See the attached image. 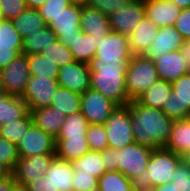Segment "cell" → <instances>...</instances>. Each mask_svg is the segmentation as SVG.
<instances>
[{"label":"cell","mask_w":190,"mask_h":191,"mask_svg":"<svg viewBox=\"0 0 190 191\" xmlns=\"http://www.w3.org/2000/svg\"><path fill=\"white\" fill-rule=\"evenodd\" d=\"M185 41L190 40V7L182 9L174 24Z\"/></svg>","instance_id":"obj_47"},{"label":"cell","mask_w":190,"mask_h":191,"mask_svg":"<svg viewBox=\"0 0 190 191\" xmlns=\"http://www.w3.org/2000/svg\"><path fill=\"white\" fill-rule=\"evenodd\" d=\"M98 181L93 174L74 173L73 191H94L98 189Z\"/></svg>","instance_id":"obj_45"},{"label":"cell","mask_w":190,"mask_h":191,"mask_svg":"<svg viewBox=\"0 0 190 191\" xmlns=\"http://www.w3.org/2000/svg\"><path fill=\"white\" fill-rule=\"evenodd\" d=\"M153 60L158 78L161 80L172 83L186 75L187 63L180 51H171Z\"/></svg>","instance_id":"obj_20"},{"label":"cell","mask_w":190,"mask_h":191,"mask_svg":"<svg viewBox=\"0 0 190 191\" xmlns=\"http://www.w3.org/2000/svg\"><path fill=\"white\" fill-rule=\"evenodd\" d=\"M171 182L178 191H190V168L181 162L173 172Z\"/></svg>","instance_id":"obj_44"},{"label":"cell","mask_w":190,"mask_h":191,"mask_svg":"<svg viewBox=\"0 0 190 191\" xmlns=\"http://www.w3.org/2000/svg\"><path fill=\"white\" fill-rule=\"evenodd\" d=\"M130 60L93 58L90 67V88L99 91L118 106L128 105L126 71Z\"/></svg>","instance_id":"obj_2"},{"label":"cell","mask_w":190,"mask_h":191,"mask_svg":"<svg viewBox=\"0 0 190 191\" xmlns=\"http://www.w3.org/2000/svg\"><path fill=\"white\" fill-rule=\"evenodd\" d=\"M145 16L159 28L173 26L182 9L170 0H144Z\"/></svg>","instance_id":"obj_18"},{"label":"cell","mask_w":190,"mask_h":191,"mask_svg":"<svg viewBox=\"0 0 190 191\" xmlns=\"http://www.w3.org/2000/svg\"><path fill=\"white\" fill-rule=\"evenodd\" d=\"M10 173L11 171L0 162V180L7 177Z\"/></svg>","instance_id":"obj_55"},{"label":"cell","mask_w":190,"mask_h":191,"mask_svg":"<svg viewBox=\"0 0 190 191\" xmlns=\"http://www.w3.org/2000/svg\"><path fill=\"white\" fill-rule=\"evenodd\" d=\"M111 148L122 149L134 143V135L130 117V103L117 106L104 124Z\"/></svg>","instance_id":"obj_6"},{"label":"cell","mask_w":190,"mask_h":191,"mask_svg":"<svg viewBox=\"0 0 190 191\" xmlns=\"http://www.w3.org/2000/svg\"><path fill=\"white\" fill-rule=\"evenodd\" d=\"M97 41L95 37L85 32L77 36L69 47L75 61L89 64L95 56Z\"/></svg>","instance_id":"obj_32"},{"label":"cell","mask_w":190,"mask_h":191,"mask_svg":"<svg viewBox=\"0 0 190 191\" xmlns=\"http://www.w3.org/2000/svg\"><path fill=\"white\" fill-rule=\"evenodd\" d=\"M86 139L90 150L101 152L109 147L104 124H89Z\"/></svg>","instance_id":"obj_39"},{"label":"cell","mask_w":190,"mask_h":191,"mask_svg":"<svg viewBox=\"0 0 190 191\" xmlns=\"http://www.w3.org/2000/svg\"><path fill=\"white\" fill-rule=\"evenodd\" d=\"M56 40V34L46 26L39 32L30 34L23 39L22 54L32 55L41 53L43 48H47L51 42H55Z\"/></svg>","instance_id":"obj_33"},{"label":"cell","mask_w":190,"mask_h":191,"mask_svg":"<svg viewBox=\"0 0 190 191\" xmlns=\"http://www.w3.org/2000/svg\"><path fill=\"white\" fill-rule=\"evenodd\" d=\"M33 118V123L49 133L53 138L58 137L60 127L66 119V115L62 111H57V108L48 106L46 108H37L29 110Z\"/></svg>","instance_id":"obj_23"},{"label":"cell","mask_w":190,"mask_h":191,"mask_svg":"<svg viewBox=\"0 0 190 191\" xmlns=\"http://www.w3.org/2000/svg\"><path fill=\"white\" fill-rule=\"evenodd\" d=\"M71 3V0H46L38 11L46 25H48L55 16L62 12V10L68 7Z\"/></svg>","instance_id":"obj_41"},{"label":"cell","mask_w":190,"mask_h":191,"mask_svg":"<svg viewBox=\"0 0 190 191\" xmlns=\"http://www.w3.org/2000/svg\"><path fill=\"white\" fill-rule=\"evenodd\" d=\"M58 87L59 83L56 79L30 76L26 89L21 97L26 102L29 110L46 108L50 106L51 100L57 92Z\"/></svg>","instance_id":"obj_9"},{"label":"cell","mask_w":190,"mask_h":191,"mask_svg":"<svg viewBox=\"0 0 190 191\" xmlns=\"http://www.w3.org/2000/svg\"><path fill=\"white\" fill-rule=\"evenodd\" d=\"M167 150H171L178 155H182L190 151V119L174 120L170 137L166 146Z\"/></svg>","instance_id":"obj_25"},{"label":"cell","mask_w":190,"mask_h":191,"mask_svg":"<svg viewBox=\"0 0 190 191\" xmlns=\"http://www.w3.org/2000/svg\"><path fill=\"white\" fill-rule=\"evenodd\" d=\"M19 158L17 145L0 136V162L12 171Z\"/></svg>","instance_id":"obj_40"},{"label":"cell","mask_w":190,"mask_h":191,"mask_svg":"<svg viewBox=\"0 0 190 191\" xmlns=\"http://www.w3.org/2000/svg\"><path fill=\"white\" fill-rule=\"evenodd\" d=\"M17 185L13 174L10 173L7 177L0 180V191H13L14 187Z\"/></svg>","instance_id":"obj_50"},{"label":"cell","mask_w":190,"mask_h":191,"mask_svg":"<svg viewBox=\"0 0 190 191\" xmlns=\"http://www.w3.org/2000/svg\"><path fill=\"white\" fill-rule=\"evenodd\" d=\"M0 8L5 20L18 17L26 8V0H0Z\"/></svg>","instance_id":"obj_43"},{"label":"cell","mask_w":190,"mask_h":191,"mask_svg":"<svg viewBox=\"0 0 190 191\" xmlns=\"http://www.w3.org/2000/svg\"><path fill=\"white\" fill-rule=\"evenodd\" d=\"M171 84L172 91L179 102V111H184L190 116V76L183 75Z\"/></svg>","instance_id":"obj_38"},{"label":"cell","mask_w":190,"mask_h":191,"mask_svg":"<svg viewBox=\"0 0 190 191\" xmlns=\"http://www.w3.org/2000/svg\"><path fill=\"white\" fill-rule=\"evenodd\" d=\"M29 109L21 96L3 94L0 96V127L23 118Z\"/></svg>","instance_id":"obj_24"},{"label":"cell","mask_w":190,"mask_h":191,"mask_svg":"<svg viewBox=\"0 0 190 191\" xmlns=\"http://www.w3.org/2000/svg\"><path fill=\"white\" fill-rule=\"evenodd\" d=\"M55 145V138L33 123L17 145L18 155L20 158L55 155Z\"/></svg>","instance_id":"obj_10"},{"label":"cell","mask_w":190,"mask_h":191,"mask_svg":"<svg viewBox=\"0 0 190 191\" xmlns=\"http://www.w3.org/2000/svg\"><path fill=\"white\" fill-rule=\"evenodd\" d=\"M182 162L190 168V151L185 152L181 155Z\"/></svg>","instance_id":"obj_57"},{"label":"cell","mask_w":190,"mask_h":191,"mask_svg":"<svg viewBox=\"0 0 190 191\" xmlns=\"http://www.w3.org/2000/svg\"><path fill=\"white\" fill-rule=\"evenodd\" d=\"M184 42V38L174 25L161 27L144 56L151 59L159 58L168 52L179 51Z\"/></svg>","instance_id":"obj_17"},{"label":"cell","mask_w":190,"mask_h":191,"mask_svg":"<svg viewBox=\"0 0 190 191\" xmlns=\"http://www.w3.org/2000/svg\"><path fill=\"white\" fill-rule=\"evenodd\" d=\"M11 22L23 39L47 26L38 9L29 7Z\"/></svg>","instance_id":"obj_26"},{"label":"cell","mask_w":190,"mask_h":191,"mask_svg":"<svg viewBox=\"0 0 190 191\" xmlns=\"http://www.w3.org/2000/svg\"><path fill=\"white\" fill-rule=\"evenodd\" d=\"M81 94L70 91L67 88L59 86L57 92L51 100V107L62 111L64 115L69 116L80 111Z\"/></svg>","instance_id":"obj_31"},{"label":"cell","mask_w":190,"mask_h":191,"mask_svg":"<svg viewBox=\"0 0 190 191\" xmlns=\"http://www.w3.org/2000/svg\"><path fill=\"white\" fill-rule=\"evenodd\" d=\"M186 74H187L188 76H190V62L187 63Z\"/></svg>","instance_id":"obj_61"},{"label":"cell","mask_w":190,"mask_h":191,"mask_svg":"<svg viewBox=\"0 0 190 191\" xmlns=\"http://www.w3.org/2000/svg\"><path fill=\"white\" fill-rule=\"evenodd\" d=\"M162 110L169 118L173 120L189 118V116L184 111H179V102L175 96L174 91H171L167 101L163 105Z\"/></svg>","instance_id":"obj_46"},{"label":"cell","mask_w":190,"mask_h":191,"mask_svg":"<svg viewBox=\"0 0 190 191\" xmlns=\"http://www.w3.org/2000/svg\"><path fill=\"white\" fill-rule=\"evenodd\" d=\"M106 171L118 170V149L108 147L101 151Z\"/></svg>","instance_id":"obj_48"},{"label":"cell","mask_w":190,"mask_h":191,"mask_svg":"<svg viewBox=\"0 0 190 191\" xmlns=\"http://www.w3.org/2000/svg\"><path fill=\"white\" fill-rule=\"evenodd\" d=\"M82 5L72 2L47 25L56 34L57 39L67 47L83 33L80 27Z\"/></svg>","instance_id":"obj_7"},{"label":"cell","mask_w":190,"mask_h":191,"mask_svg":"<svg viewBox=\"0 0 190 191\" xmlns=\"http://www.w3.org/2000/svg\"><path fill=\"white\" fill-rule=\"evenodd\" d=\"M171 91V82L158 79L149 89L142 92L136 100L144 106L162 109Z\"/></svg>","instance_id":"obj_27"},{"label":"cell","mask_w":190,"mask_h":191,"mask_svg":"<svg viewBox=\"0 0 190 191\" xmlns=\"http://www.w3.org/2000/svg\"><path fill=\"white\" fill-rule=\"evenodd\" d=\"M144 16V0H133L109 17L111 31L129 36Z\"/></svg>","instance_id":"obj_15"},{"label":"cell","mask_w":190,"mask_h":191,"mask_svg":"<svg viewBox=\"0 0 190 191\" xmlns=\"http://www.w3.org/2000/svg\"><path fill=\"white\" fill-rule=\"evenodd\" d=\"M133 0H89L86 4L110 17L117 10L125 8Z\"/></svg>","instance_id":"obj_42"},{"label":"cell","mask_w":190,"mask_h":191,"mask_svg":"<svg viewBox=\"0 0 190 191\" xmlns=\"http://www.w3.org/2000/svg\"><path fill=\"white\" fill-rule=\"evenodd\" d=\"M55 155L72 162L86 154L90 148L87 139H55Z\"/></svg>","instance_id":"obj_30"},{"label":"cell","mask_w":190,"mask_h":191,"mask_svg":"<svg viewBox=\"0 0 190 191\" xmlns=\"http://www.w3.org/2000/svg\"><path fill=\"white\" fill-rule=\"evenodd\" d=\"M152 151L153 149L138 143L118 149V171L128 177L135 185L142 184Z\"/></svg>","instance_id":"obj_5"},{"label":"cell","mask_w":190,"mask_h":191,"mask_svg":"<svg viewBox=\"0 0 190 191\" xmlns=\"http://www.w3.org/2000/svg\"><path fill=\"white\" fill-rule=\"evenodd\" d=\"M31 76L57 79L59 66L45 58L41 53L26 55Z\"/></svg>","instance_id":"obj_36"},{"label":"cell","mask_w":190,"mask_h":191,"mask_svg":"<svg viewBox=\"0 0 190 191\" xmlns=\"http://www.w3.org/2000/svg\"><path fill=\"white\" fill-rule=\"evenodd\" d=\"M41 54L50 61L55 62L59 68L75 61L70 48L58 39L55 42H51L47 48H43Z\"/></svg>","instance_id":"obj_37"},{"label":"cell","mask_w":190,"mask_h":191,"mask_svg":"<svg viewBox=\"0 0 190 191\" xmlns=\"http://www.w3.org/2000/svg\"><path fill=\"white\" fill-rule=\"evenodd\" d=\"M25 187L27 191H52V185L45 175L27 183Z\"/></svg>","instance_id":"obj_49"},{"label":"cell","mask_w":190,"mask_h":191,"mask_svg":"<svg viewBox=\"0 0 190 191\" xmlns=\"http://www.w3.org/2000/svg\"><path fill=\"white\" fill-rule=\"evenodd\" d=\"M13 191H27V189H26L25 186L17 184V185L14 187Z\"/></svg>","instance_id":"obj_59"},{"label":"cell","mask_w":190,"mask_h":191,"mask_svg":"<svg viewBox=\"0 0 190 191\" xmlns=\"http://www.w3.org/2000/svg\"><path fill=\"white\" fill-rule=\"evenodd\" d=\"M182 162V157L164 147L154 149L151 153L143 185L156 187L171 182L172 174Z\"/></svg>","instance_id":"obj_4"},{"label":"cell","mask_w":190,"mask_h":191,"mask_svg":"<svg viewBox=\"0 0 190 191\" xmlns=\"http://www.w3.org/2000/svg\"><path fill=\"white\" fill-rule=\"evenodd\" d=\"M74 3H82V4H86L89 0H71Z\"/></svg>","instance_id":"obj_60"},{"label":"cell","mask_w":190,"mask_h":191,"mask_svg":"<svg viewBox=\"0 0 190 191\" xmlns=\"http://www.w3.org/2000/svg\"><path fill=\"white\" fill-rule=\"evenodd\" d=\"M158 30L159 27L144 16L128 36L133 55H144L156 38Z\"/></svg>","instance_id":"obj_22"},{"label":"cell","mask_w":190,"mask_h":191,"mask_svg":"<svg viewBox=\"0 0 190 191\" xmlns=\"http://www.w3.org/2000/svg\"><path fill=\"white\" fill-rule=\"evenodd\" d=\"M0 72L5 92L15 96H22L31 76L26 55L19 54Z\"/></svg>","instance_id":"obj_11"},{"label":"cell","mask_w":190,"mask_h":191,"mask_svg":"<svg viewBox=\"0 0 190 191\" xmlns=\"http://www.w3.org/2000/svg\"><path fill=\"white\" fill-rule=\"evenodd\" d=\"M94 58L102 60H130L133 53L130 49L129 37L119 32L111 31L106 37L96 43Z\"/></svg>","instance_id":"obj_13"},{"label":"cell","mask_w":190,"mask_h":191,"mask_svg":"<svg viewBox=\"0 0 190 191\" xmlns=\"http://www.w3.org/2000/svg\"><path fill=\"white\" fill-rule=\"evenodd\" d=\"M2 20H4V18H3L2 10H1V8H0V21H2Z\"/></svg>","instance_id":"obj_62"},{"label":"cell","mask_w":190,"mask_h":191,"mask_svg":"<svg viewBox=\"0 0 190 191\" xmlns=\"http://www.w3.org/2000/svg\"><path fill=\"white\" fill-rule=\"evenodd\" d=\"M117 104L97 90L89 88L81 94L80 112L88 124H105Z\"/></svg>","instance_id":"obj_8"},{"label":"cell","mask_w":190,"mask_h":191,"mask_svg":"<svg viewBox=\"0 0 190 191\" xmlns=\"http://www.w3.org/2000/svg\"><path fill=\"white\" fill-rule=\"evenodd\" d=\"M57 82L59 86L83 94L90 88L89 64L74 61L59 68Z\"/></svg>","instance_id":"obj_12"},{"label":"cell","mask_w":190,"mask_h":191,"mask_svg":"<svg viewBox=\"0 0 190 191\" xmlns=\"http://www.w3.org/2000/svg\"><path fill=\"white\" fill-rule=\"evenodd\" d=\"M101 152L89 150L86 154L73 160L74 173L93 174V177H101L105 172Z\"/></svg>","instance_id":"obj_29"},{"label":"cell","mask_w":190,"mask_h":191,"mask_svg":"<svg viewBox=\"0 0 190 191\" xmlns=\"http://www.w3.org/2000/svg\"><path fill=\"white\" fill-rule=\"evenodd\" d=\"M170 1L175 3L181 9L190 7V0H170Z\"/></svg>","instance_id":"obj_54"},{"label":"cell","mask_w":190,"mask_h":191,"mask_svg":"<svg viewBox=\"0 0 190 191\" xmlns=\"http://www.w3.org/2000/svg\"><path fill=\"white\" fill-rule=\"evenodd\" d=\"M33 124V118L30 111L21 119L6 123L0 127V136L5 140L18 145L23 136Z\"/></svg>","instance_id":"obj_35"},{"label":"cell","mask_w":190,"mask_h":191,"mask_svg":"<svg viewBox=\"0 0 190 191\" xmlns=\"http://www.w3.org/2000/svg\"><path fill=\"white\" fill-rule=\"evenodd\" d=\"M186 63L190 62V41H185L179 49Z\"/></svg>","instance_id":"obj_51"},{"label":"cell","mask_w":190,"mask_h":191,"mask_svg":"<svg viewBox=\"0 0 190 191\" xmlns=\"http://www.w3.org/2000/svg\"><path fill=\"white\" fill-rule=\"evenodd\" d=\"M52 185V191H73L74 168L70 161L54 156L44 174Z\"/></svg>","instance_id":"obj_19"},{"label":"cell","mask_w":190,"mask_h":191,"mask_svg":"<svg viewBox=\"0 0 190 191\" xmlns=\"http://www.w3.org/2000/svg\"><path fill=\"white\" fill-rule=\"evenodd\" d=\"M135 184L118 170L106 171L98 181L101 191H134Z\"/></svg>","instance_id":"obj_34"},{"label":"cell","mask_w":190,"mask_h":191,"mask_svg":"<svg viewBox=\"0 0 190 191\" xmlns=\"http://www.w3.org/2000/svg\"><path fill=\"white\" fill-rule=\"evenodd\" d=\"M134 191H154V187L138 184L135 186Z\"/></svg>","instance_id":"obj_56"},{"label":"cell","mask_w":190,"mask_h":191,"mask_svg":"<svg viewBox=\"0 0 190 191\" xmlns=\"http://www.w3.org/2000/svg\"><path fill=\"white\" fill-rule=\"evenodd\" d=\"M130 117L134 143L153 150L166 146L174 120L162 109L144 106L134 99L130 102Z\"/></svg>","instance_id":"obj_1"},{"label":"cell","mask_w":190,"mask_h":191,"mask_svg":"<svg viewBox=\"0 0 190 191\" xmlns=\"http://www.w3.org/2000/svg\"><path fill=\"white\" fill-rule=\"evenodd\" d=\"M88 125L80 111L66 116L56 139H86Z\"/></svg>","instance_id":"obj_28"},{"label":"cell","mask_w":190,"mask_h":191,"mask_svg":"<svg viewBox=\"0 0 190 191\" xmlns=\"http://www.w3.org/2000/svg\"><path fill=\"white\" fill-rule=\"evenodd\" d=\"M158 75L154 60L144 55H133L127 65L126 90L131 100L149 89L157 80Z\"/></svg>","instance_id":"obj_3"},{"label":"cell","mask_w":190,"mask_h":191,"mask_svg":"<svg viewBox=\"0 0 190 191\" xmlns=\"http://www.w3.org/2000/svg\"><path fill=\"white\" fill-rule=\"evenodd\" d=\"M5 90H4V85H3V81H2V75L0 72V96H2L3 94H5Z\"/></svg>","instance_id":"obj_58"},{"label":"cell","mask_w":190,"mask_h":191,"mask_svg":"<svg viewBox=\"0 0 190 191\" xmlns=\"http://www.w3.org/2000/svg\"><path fill=\"white\" fill-rule=\"evenodd\" d=\"M23 38L11 20L0 21V70L22 54Z\"/></svg>","instance_id":"obj_16"},{"label":"cell","mask_w":190,"mask_h":191,"mask_svg":"<svg viewBox=\"0 0 190 191\" xmlns=\"http://www.w3.org/2000/svg\"><path fill=\"white\" fill-rule=\"evenodd\" d=\"M154 191H178L172 182L154 187Z\"/></svg>","instance_id":"obj_52"},{"label":"cell","mask_w":190,"mask_h":191,"mask_svg":"<svg viewBox=\"0 0 190 191\" xmlns=\"http://www.w3.org/2000/svg\"><path fill=\"white\" fill-rule=\"evenodd\" d=\"M45 2L46 0H26L27 7L34 9H39Z\"/></svg>","instance_id":"obj_53"},{"label":"cell","mask_w":190,"mask_h":191,"mask_svg":"<svg viewBox=\"0 0 190 191\" xmlns=\"http://www.w3.org/2000/svg\"><path fill=\"white\" fill-rule=\"evenodd\" d=\"M80 27L98 41L111 32L109 17L87 4L82 5Z\"/></svg>","instance_id":"obj_21"},{"label":"cell","mask_w":190,"mask_h":191,"mask_svg":"<svg viewBox=\"0 0 190 191\" xmlns=\"http://www.w3.org/2000/svg\"><path fill=\"white\" fill-rule=\"evenodd\" d=\"M55 155H35L19 158L11 171L17 184L25 186L27 183L41 178L49 168Z\"/></svg>","instance_id":"obj_14"}]
</instances>
